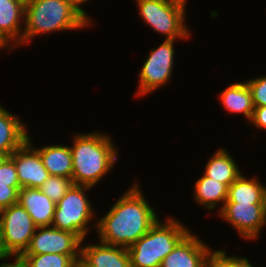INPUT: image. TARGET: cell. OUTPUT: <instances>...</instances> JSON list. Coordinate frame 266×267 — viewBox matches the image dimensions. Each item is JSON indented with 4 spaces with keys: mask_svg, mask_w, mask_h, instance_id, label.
Segmentation results:
<instances>
[{
    "mask_svg": "<svg viewBox=\"0 0 266 267\" xmlns=\"http://www.w3.org/2000/svg\"><path fill=\"white\" fill-rule=\"evenodd\" d=\"M155 210L134 184L95 224L99 241L128 248L144 236L156 223Z\"/></svg>",
    "mask_w": 266,
    "mask_h": 267,
    "instance_id": "1",
    "label": "cell"
},
{
    "mask_svg": "<svg viewBox=\"0 0 266 267\" xmlns=\"http://www.w3.org/2000/svg\"><path fill=\"white\" fill-rule=\"evenodd\" d=\"M71 148L75 185L96 186L118 158V150L110 136L101 132L77 134Z\"/></svg>",
    "mask_w": 266,
    "mask_h": 267,
    "instance_id": "2",
    "label": "cell"
},
{
    "mask_svg": "<svg viewBox=\"0 0 266 267\" xmlns=\"http://www.w3.org/2000/svg\"><path fill=\"white\" fill-rule=\"evenodd\" d=\"M24 22V45L40 34L91 26V23L66 0L28 1L25 3Z\"/></svg>",
    "mask_w": 266,
    "mask_h": 267,
    "instance_id": "3",
    "label": "cell"
},
{
    "mask_svg": "<svg viewBox=\"0 0 266 267\" xmlns=\"http://www.w3.org/2000/svg\"><path fill=\"white\" fill-rule=\"evenodd\" d=\"M189 230L173 217L164 224L157 220L144 236L127 248L131 267H160L162 260Z\"/></svg>",
    "mask_w": 266,
    "mask_h": 267,
    "instance_id": "4",
    "label": "cell"
},
{
    "mask_svg": "<svg viewBox=\"0 0 266 267\" xmlns=\"http://www.w3.org/2000/svg\"><path fill=\"white\" fill-rule=\"evenodd\" d=\"M139 15L166 40L188 39L190 29L185 24L187 0H136Z\"/></svg>",
    "mask_w": 266,
    "mask_h": 267,
    "instance_id": "5",
    "label": "cell"
},
{
    "mask_svg": "<svg viewBox=\"0 0 266 267\" xmlns=\"http://www.w3.org/2000/svg\"><path fill=\"white\" fill-rule=\"evenodd\" d=\"M91 188L73 184L56 203L52 226L59 230L72 232L83 241L89 232L88 225L95 212L85 193Z\"/></svg>",
    "mask_w": 266,
    "mask_h": 267,
    "instance_id": "6",
    "label": "cell"
},
{
    "mask_svg": "<svg viewBox=\"0 0 266 267\" xmlns=\"http://www.w3.org/2000/svg\"><path fill=\"white\" fill-rule=\"evenodd\" d=\"M36 229L37 225L19 203L2 209L0 236L2 247L10 258L18 259L26 251Z\"/></svg>",
    "mask_w": 266,
    "mask_h": 267,
    "instance_id": "7",
    "label": "cell"
},
{
    "mask_svg": "<svg viewBox=\"0 0 266 267\" xmlns=\"http://www.w3.org/2000/svg\"><path fill=\"white\" fill-rule=\"evenodd\" d=\"M159 47L152 49L139 74V87L136 96L149 94L167 84L173 72L174 41L166 40Z\"/></svg>",
    "mask_w": 266,
    "mask_h": 267,
    "instance_id": "8",
    "label": "cell"
},
{
    "mask_svg": "<svg viewBox=\"0 0 266 267\" xmlns=\"http://www.w3.org/2000/svg\"><path fill=\"white\" fill-rule=\"evenodd\" d=\"M219 215L245 240L256 239L266 224V203H225L220 207Z\"/></svg>",
    "mask_w": 266,
    "mask_h": 267,
    "instance_id": "9",
    "label": "cell"
},
{
    "mask_svg": "<svg viewBox=\"0 0 266 267\" xmlns=\"http://www.w3.org/2000/svg\"><path fill=\"white\" fill-rule=\"evenodd\" d=\"M36 231L23 254L80 255L83 241L76 234L53 226H39Z\"/></svg>",
    "mask_w": 266,
    "mask_h": 267,
    "instance_id": "10",
    "label": "cell"
},
{
    "mask_svg": "<svg viewBox=\"0 0 266 267\" xmlns=\"http://www.w3.org/2000/svg\"><path fill=\"white\" fill-rule=\"evenodd\" d=\"M30 139L28 136V140L10 157L16 167L20 187L39 189L44 181L50 177V174L44 167L39 152L36 148L34 149Z\"/></svg>",
    "mask_w": 266,
    "mask_h": 267,
    "instance_id": "11",
    "label": "cell"
},
{
    "mask_svg": "<svg viewBox=\"0 0 266 267\" xmlns=\"http://www.w3.org/2000/svg\"><path fill=\"white\" fill-rule=\"evenodd\" d=\"M212 250L189 231L162 260L160 267H210Z\"/></svg>",
    "mask_w": 266,
    "mask_h": 267,
    "instance_id": "12",
    "label": "cell"
},
{
    "mask_svg": "<svg viewBox=\"0 0 266 267\" xmlns=\"http://www.w3.org/2000/svg\"><path fill=\"white\" fill-rule=\"evenodd\" d=\"M81 244L80 259L89 267H131L127 248L102 242Z\"/></svg>",
    "mask_w": 266,
    "mask_h": 267,
    "instance_id": "13",
    "label": "cell"
},
{
    "mask_svg": "<svg viewBox=\"0 0 266 267\" xmlns=\"http://www.w3.org/2000/svg\"><path fill=\"white\" fill-rule=\"evenodd\" d=\"M24 16L25 3L22 0H0V38L11 46L9 50L22 45L23 26L20 22L24 21Z\"/></svg>",
    "mask_w": 266,
    "mask_h": 267,
    "instance_id": "14",
    "label": "cell"
},
{
    "mask_svg": "<svg viewBox=\"0 0 266 267\" xmlns=\"http://www.w3.org/2000/svg\"><path fill=\"white\" fill-rule=\"evenodd\" d=\"M18 203L24 207L37 227L52 225L56 203L40 189L21 188Z\"/></svg>",
    "mask_w": 266,
    "mask_h": 267,
    "instance_id": "15",
    "label": "cell"
},
{
    "mask_svg": "<svg viewBox=\"0 0 266 267\" xmlns=\"http://www.w3.org/2000/svg\"><path fill=\"white\" fill-rule=\"evenodd\" d=\"M26 127L16 115L0 105V153L10 156L28 140Z\"/></svg>",
    "mask_w": 266,
    "mask_h": 267,
    "instance_id": "16",
    "label": "cell"
},
{
    "mask_svg": "<svg viewBox=\"0 0 266 267\" xmlns=\"http://www.w3.org/2000/svg\"><path fill=\"white\" fill-rule=\"evenodd\" d=\"M44 167L51 176L72 179L73 162L71 148L67 145H48L36 148Z\"/></svg>",
    "mask_w": 266,
    "mask_h": 267,
    "instance_id": "17",
    "label": "cell"
},
{
    "mask_svg": "<svg viewBox=\"0 0 266 267\" xmlns=\"http://www.w3.org/2000/svg\"><path fill=\"white\" fill-rule=\"evenodd\" d=\"M219 96L220 103L228 112L234 114L242 113L247 118V121H251L254 105L252 94L246 81L230 84Z\"/></svg>",
    "mask_w": 266,
    "mask_h": 267,
    "instance_id": "18",
    "label": "cell"
},
{
    "mask_svg": "<svg viewBox=\"0 0 266 267\" xmlns=\"http://www.w3.org/2000/svg\"><path fill=\"white\" fill-rule=\"evenodd\" d=\"M225 203H266V187L257 177L247 179L241 174L229 187Z\"/></svg>",
    "mask_w": 266,
    "mask_h": 267,
    "instance_id": "19",
    "label": "cell"
},
{
    "mask_svg": "<svg viewBox=\"0 0 266 267\" xmlns=\"http://www.w3.org/2000/svg\"><path fill=\"white\" fill-rule=\"evenodd\" d=\"M238 167L227 150L220 148L206 163L203 174L229 187L242 174Z\"/></svg>",
    "mask_w": 266,
    "mask_h": 267,
    "instance_id": "20",
    "label": "cell"
},
{
    "mask_svg": "<svg viewBox=\"0 0 266 267\" xmlns=\"http://www.w3.org/2000/svg\"><path fill=\"white\" fill-rule=\"evenodd\" d=\"M194 200L206 209L213 210L218 203L222 202L224 206L228 195V186L217 180H214L204 174L200 177L194 186Z\"/></svg>",
    "mask_w": 266,
    "mask_h": 267,
    "instance_id": "21",
    "label": "cell"
},
{
    "mask_svg": "<svg viewBox=\"0 0 266 267\" xmlns=\"http://www.w3.org/2000/svg\"><path fill=\"white\" fill-rule=\"evenodd\" d=\"M80 255L22 254L17 260L23 267H75Z\"/></svg>",
    "mask_w": 266,
    "mask_h": 267,
    "instance_id": "22",
    "label": "cell"
},
{
    "mask_svg": "<svg viewBox=\"0 0 266 267\" xmlns=\"http://www.w3.org/2000/svg\"><path fill=\"white\" fill-rule=\"evenodd\" d=\"M72 185V179L50 175L39 189L54 203H58Z\"/></svg>",
    "mask_w": 266,
    "mask_h": 267,
    "instance_id": "23",
    "label": "cell"
},
{
    "mask_svg": "<svg viewBox=\"0 0 266 267\" xmlns=\"http://www.w3.org/2000/svg\"><path fill=\"white\" fill-rule=\"evenodd\" d=\"M210 267H253L249 260L244 257L227 256L225 251H213L210 260Z\"/></svg>",
    "mask_w": 266,
    "mask_h": 267,
    "instance_id": "24",
    "label": "cell"
},
{
    "mask_svg": "<svg viewBox=\"0 0 266 267\" xmlns=\"http://www.w3.org/2000/svg\"><path fill=\"white\" fill-rule=\"evenodd\" d=\"M251 94L254 107L266 106V76L246 81Z\"/></svg>",
    "mask_w": 266,
    "mask_h": 267,
    "instance_id": "25",
    "label": "cell"
},
{
    "mask_svg": "<svg viewBox=\"0 0 266 267\" xmlns=\"http://www.w3.org/2000/svg\"><path fill=\"white\" fill-rule=\"evenodd\" d=\"M0 184H9V187H20L16 167L10 156L0 165Z\"/></svg>",
    "mask_w": 266,
    "mask_h": 267,
    "instance_id": "26",
    "label": "cell"
},
{
    "mask_svg": "<svg viewBox=\"0 0 266 267\" xmlns=\"http://www.w3.org/2000/svg\"><path fill=\"white\" fill-rule=\"evenodd\" d=\"M21 187H9V184H0V208L4 209L18 203Z\"/></svg>",
    "mask_w": 266,
    "mask_h": 267,
    "instance_id": "27",
    "label": "cell"
},
{
    "mask_svg": "<svg viewBox=\"0 0 266 267\" xmlns=\"http://www.w3.org/2000/svg\"><path fill=\"white\" fill-rule=\"evenodd\" d=\"M249 123L259 129H266V106L254 107V113Z\"/></svg>",
    "mask_w": 266,
    "mask_h": 267,
    "instance_id": "28",
    "label": "cell"
},
{
    "mask_svg": "<svg viewBox=\"0 0 266 267\" xmlns=\"http://www.w3.org/2000/svg\"><path fill=\"white\" fill-rule=\"evenodd\" d=\"M68 1L74 8H76L90 23L91 18L89 19V15L87 16L86 12L81 8V4L88 0H66Z\"/></svg>",
    "mask_w": 266,
    "mask_h": 267,
    "instance_id": "29",
    "label": "cell"
},
{
    "mask_svg": "<svg viewBox=\"0 0 266 267\" xmlns=\"http://www.w3.org/2000/svg\"><path fill=\"white\" fill-rule=\"evenodd\" d=\"M0 267H23V266L17 259H15L14 263H1Z\"/></svg>",
    "mask_w": 266,
    "mask_h": 267,
    "instance_id": "30",
    "label": "cell"
},
{
    "mask_svg": "<svg viewBox=\"0 0 266 267\" xmlns=\"http://www.w3.org/2000/svg\"><path fill=\"white\" fill-rule=\"evenodd\" d=\"M6 258H10L9 255L4 251L2 247V242H1V236H0V260L6 261Z\"/></svg>",
    "mask_w": 266,
    "mask_h": 267,
    "instance_id": "31",
    "label": "cell"
},
{
    "mask_svg": "<svg viewBox=\"0 0 266 267\" xmlns=\"http://www.w3.org/2000/svg\"><path fill=\"white\" fill-rule=\"evenodd\" d=\"M75 267H89L81 259L76 261Z\"/></svg>",
    "mask_w": 266,
    "mask_h": 267,
    "instance_id": "32",
    "label": "cell"
},
{
    "mask_svg": "<svg viewBox=\"0 0 266 267\" xmlns=\"http://www.w3.org/2000/svg\"><path fill=\"white\" fill-rule=\"evenodd\" d=\"M9 49L10 47L0 38V49Z\"/></svg>",
    "mask_w": 266,
    "mask_h": 267,
    "instance_id": "33",
    "label": "cell"
},
{
    "mask_svg": "<svg viewBox=\"0 0 266 267\" xmlns=\"http://www.w3.org/2000/svg\"><path fill=\"white\" fill-rule=\"evenodd\" d=\"M8 157L6 154L0 153V165L3 163V161Z\"/></svg>",
    "mask_w": 266,
    "mask_h": 267,
    "instance_id": "34",
    "label": "cell"
},
{
    "mask_svg": "<svg viewBox=\"0 0 266 267\" xmlns=\"http://www.w3.org/2000/svg\"><path fill=\"white\" fill-rule=\"evenodd\" d=\"M24 3H27L28 1H30V0H22Z\"/></svg>",
    "mask_w": 266,
    "mask_h": 267,
    "instance_id": "35",
    "label": "cell"
}]
</instances>
